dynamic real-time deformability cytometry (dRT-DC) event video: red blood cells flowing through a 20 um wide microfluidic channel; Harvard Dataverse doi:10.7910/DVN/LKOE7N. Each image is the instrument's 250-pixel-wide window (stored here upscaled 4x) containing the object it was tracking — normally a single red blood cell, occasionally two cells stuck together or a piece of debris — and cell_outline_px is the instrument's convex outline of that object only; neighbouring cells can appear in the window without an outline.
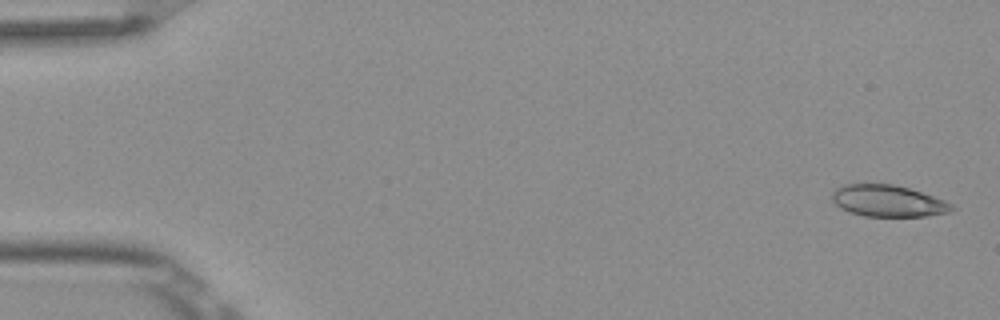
{"species": "Egyptian fruit bat (a non-hibernating species)", "species_latin": "Rousettus aegyptiacus", "temperature_condition": "room temperature", "stored_images_in_passage": 4, "camera_frame_rate_fps": 3000, "um_per_image_px": 0.085, "frame": {"image": 1, "passage_image": 1, "time_ms": 0.0, "image_size_px": [1000, 320], "cell_outline_px": [[956, 208], [948, 212], [924, 216], [864, 216], [840, 208], [832, 200], [832, 192], [840, 184], [892, 184], [908, 188], [944, 200], [952, 204]], "centroid_in_image_um": [75.45, 17.07], "position_along_channel_um": 9.6, "area_um2": 21.85}}
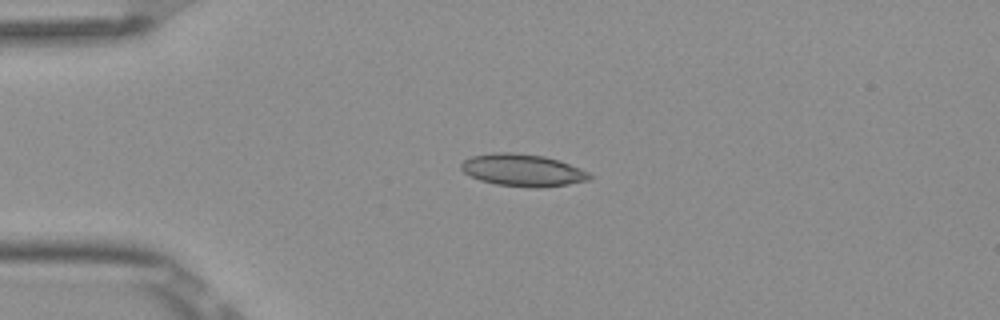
{"frame": {"image": 2, "passage_image": 4, "time_ms": 1.0, "image_size_px": [1000, 320], "cell_outline_px": [[592, 176], [588, 180], [568, 184], [544, 188], [532, 188], [496, 184], [480, 180], [464, 172], [460, 168], [460, 164], [464, 160], [472, 156], [492, 152], [512, 152], [544, 156], [560, 160], [580, 168], [588, 172]], "centroid_in_image_um": [44.43, 14.46], "position_along_channel_um": 40.6, "area_um2": 24.22}}